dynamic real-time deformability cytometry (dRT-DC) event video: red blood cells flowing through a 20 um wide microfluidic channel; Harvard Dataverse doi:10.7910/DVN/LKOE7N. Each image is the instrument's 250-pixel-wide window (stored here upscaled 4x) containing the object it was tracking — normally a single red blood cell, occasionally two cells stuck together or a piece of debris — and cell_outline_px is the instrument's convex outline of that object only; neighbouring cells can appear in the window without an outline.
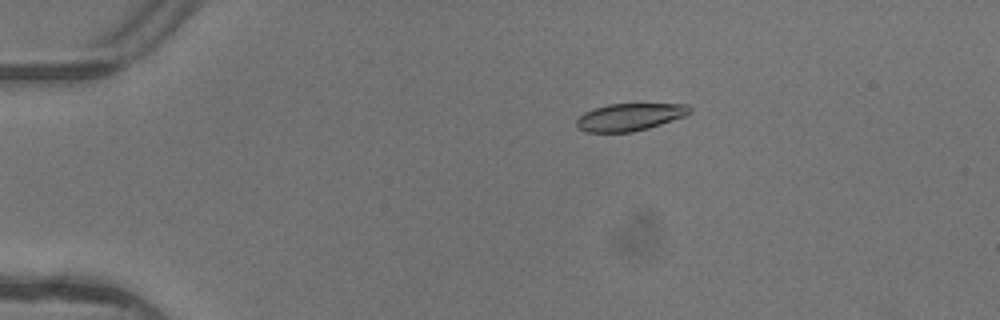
{"species": "common noctule bat (a hibernating species)", "species_latin": "Nyctalus noctula", "temperature_condition": "warm", "stored_images_in_passage": 7, "camera_frame_rate_fps": 3000, "um_per_image_px": 0.085, "animal": {"sex": "female"}, "frame": {"image": 1, "passage_image": 3, "time_ms": 0.667, "image_size_px": [1000, 320], "cell_outline_px": [[692, 112], [684, 116], [648, 128], [632, 132], [584, 132], [576, 124], [576, 120], [584, 112], [608, 104], [688, 104], [692, 108]], "centroid_in_image_um": [53.54, 9.94], "position_along_channel_um": 31.5, "area_um2": 17.92}}
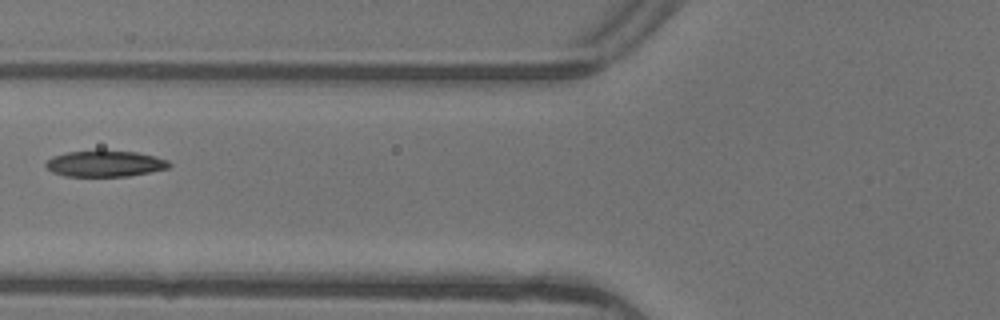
{"frame": {"image": 2, "passage_image": 6, "time_ms": 1.667, "image_size_px": [1000, 320], "cell_outline_px": [[172, 164], [168, 168], [128, 176], [64, 176], [52, 172], [44, 164], [52, 156], [68, 152], [136, 152], [156, 156], [168, 160]], "centroid_in_image_um": [8.93, 13.93], "position_along_channel_um": 116.9, "area_um2": 18.32}}
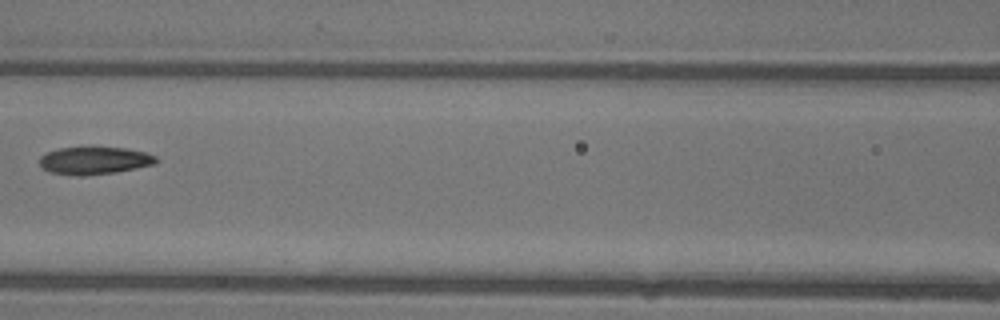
{"frame": {"image": 3, "passage_image": 7, "time_ms": 2.0, "image_size_px": [1000, 320], "cell_outline_px": [[160, 160], [156, 164], [116, 172], [84, 176], [76, 176], [52, 172], [44, 168], [40, 164], [40, 156], [48, 152], [60, 148], [128, 148], [144, 152], [156, 156]], "centroid_in_image_um": [8.08, 13.66], "position_along_channel_um": 158.5, "area_um2": 18.55}}